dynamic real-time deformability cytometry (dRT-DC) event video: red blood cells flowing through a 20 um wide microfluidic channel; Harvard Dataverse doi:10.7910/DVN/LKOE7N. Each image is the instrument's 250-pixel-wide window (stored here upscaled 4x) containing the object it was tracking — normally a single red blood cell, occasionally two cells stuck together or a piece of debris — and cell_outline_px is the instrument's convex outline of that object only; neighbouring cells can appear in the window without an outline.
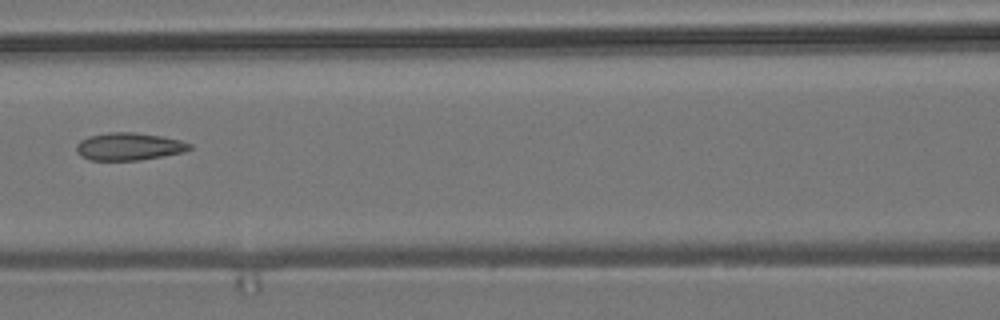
{"species": "common noctule bat (a hibernating species)", "species_latin": "Nyctalus noctula", "temperature_condition": "room temperature", "stored_images_in_passage": 9, "camera_frame_rate_fps": 3000, "um_per_image_px": 0.085, "animal": {"sex": "male", "body_mass_g": 19.2, "forearm_length_mm": 51.8}, "frame": {"image": 1, "passage_image": 7, "time_ms": 2.0, "image_size_px": [1000, 320], "cell_outline_px": [[192, 148], [184, 152], [140, 160], [88, 160], [80, 156], [76, 148], [76, 144], [80, 140], [88, 136], [108, 132], [136, 132], [160, 136], [180, 140], [192, 144]], "centroid_in_image_um": [10.94, 12.45], "position_along_channel_um": 155.7, "area_um2": 18.26}}
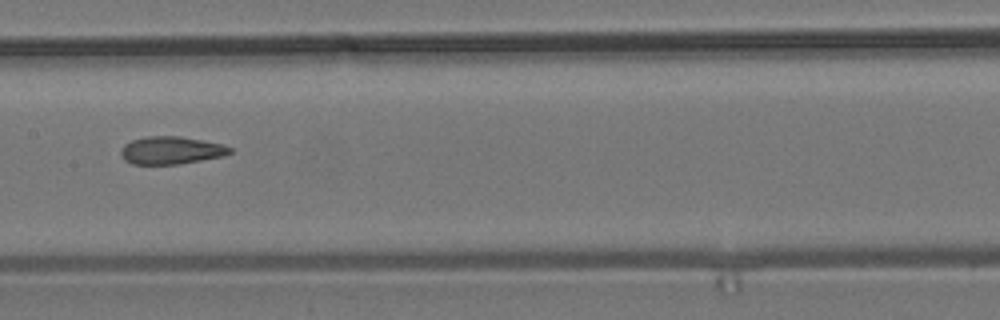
{"frame": {"image": 2, "passage_image": 8, "time_ms": 2.333, "image_size_px": [1000, 320], "cell_outline_px": [[232, 152], [224, 156], [180, 164], [132, 164], [124, 160], [120, 156], [120, 152], [124, 144], [132, 140], [148, 136], [180, 136], [224, 144], [232, 148]], "centroid_in_image_um": [14.55, 12.78], "position_along_channel_um": 192.8, "area_um2": 17.74}}
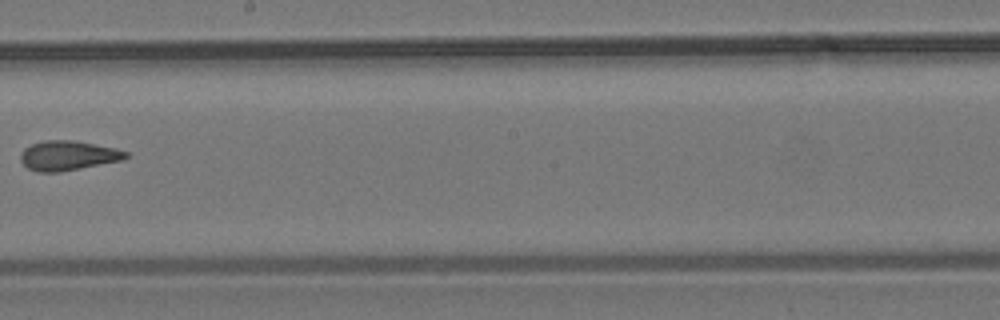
{"frame": {"image": 3, "passage_image": 9, "time_ms": 2.667, "image_size_px": [1000, 320], "cell_outline_px": [[128, 156], [124, 160], [60, 172], [40, 172], [28, 168], [20, 160], [20, 156], [24, 148], [32, 144], [44, 140], [72, 140], [116, 148], [128, 152]], "centroid_in_image_um": [5.79, 13.22], "position_along_channel_um": 242.4, "area_um2": 18.15}}